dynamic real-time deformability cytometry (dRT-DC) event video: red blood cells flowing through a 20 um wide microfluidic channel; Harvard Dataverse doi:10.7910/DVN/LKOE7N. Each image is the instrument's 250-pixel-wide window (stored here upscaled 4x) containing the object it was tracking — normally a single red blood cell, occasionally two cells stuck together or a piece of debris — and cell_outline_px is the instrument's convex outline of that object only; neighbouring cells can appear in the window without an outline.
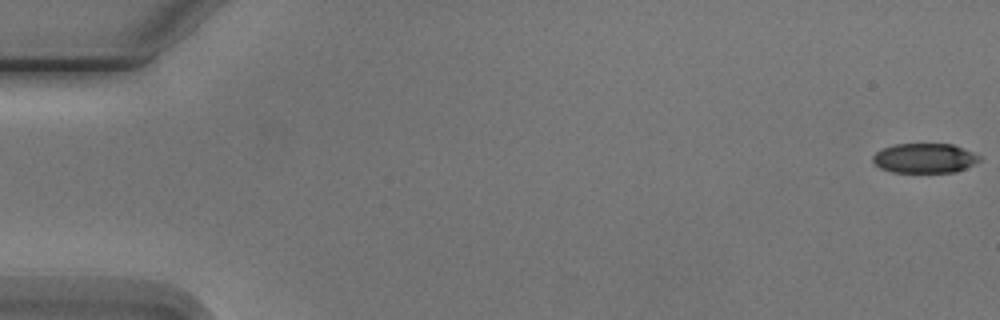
{"species": "Egyptian fruit bat (a non-hibernating species)", "species_latin": "Rousettus aegyptiacus", "temperature_condition": "cold", "stored_images_in_passage": 5, "camera_frame_rate_fps": 3000, "um_per_image_px": 0.085, "animal": {"sex": "male"}, "frame": {"image": 1, "passage_image": 1, "time_ms": 0.0, "image_size_px": [1000, 320], "cell_outline_px": [[980, 160], [976, 164], [956, 172], [892, 172], [880, 168], [872, 160], [872, 156], [876, 152], [884, 148], [896, 144], [952, 144], [972, 152], [980, 156]], "centroid_in_image_um": [78.6, 13.45], "position_along_channel_um": 6.4, "area_um2": 18.38}}
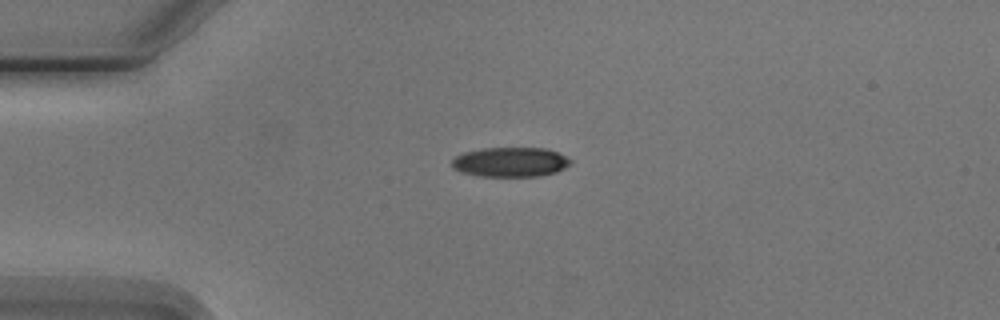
{"frame": {"image": 2, "passage_image": 4, "time_ms": 4.333, "image_size_px": [1000, 320], "cell_outline_px": [[572, 164], [556, 172], [540, 176], [480, 176], [460, 172], [452, 168], [452, 160], [456, 156], [464, 152], [484, 148], [544, 148], [556, 152], [572, 160]], "centroid_in_image_um": [43.37, 13.78], "position_along_channel_um": 41.6, "area_um2": 20.46}}